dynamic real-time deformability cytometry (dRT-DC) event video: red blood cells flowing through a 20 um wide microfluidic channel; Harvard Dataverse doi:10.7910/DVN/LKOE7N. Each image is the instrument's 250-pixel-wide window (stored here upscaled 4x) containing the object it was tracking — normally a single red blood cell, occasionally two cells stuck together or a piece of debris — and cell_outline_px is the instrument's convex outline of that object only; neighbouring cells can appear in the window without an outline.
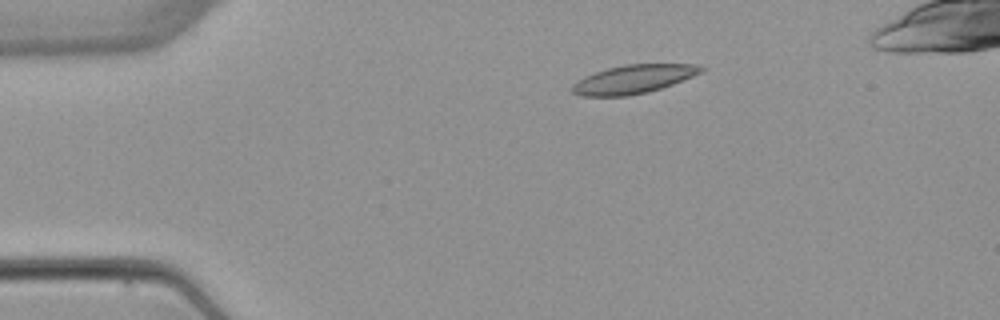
{"species": "common noctule bat (a hibernating species)", "species_latin": "Nyctalus noctula", "temperature_condition": "warm", "stored_images_in_passage": 5, "camera_frame_rate_fps": 3000, "um_per_image_px": 0.085, "animal": {"sex": "female", "body_mass_g": 22.7, "forearm_length_mm": 54.2}, "frame": {"image": 1, "passage_image": 3, "time_ms": 2.333, "image_size_px": [1000, 320], "cell_outline_px": [[708, 68], [704, 72], [672, 84], [648, 92], [628, 96], [580, 96], [572, 92], [572, 84], [576, 80], [584, 76], [608, 68], [624, 64], [696, 64]], "centroid_in_image_um": [53.86, 6.72], "position_along_channel_um": 31.1, "area_um2": 21.62}}